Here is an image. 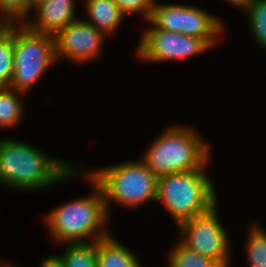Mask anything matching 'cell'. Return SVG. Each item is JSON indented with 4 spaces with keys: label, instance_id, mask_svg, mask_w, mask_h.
I'll list each match as a JSON object with an SVG mask.
<instances>
[{
    "label": "cell",
    "instance_id": "2e32d148",
    "mask_svg": "<svg viewBox=\"0 0 266 267\" xmlns=\"http://www.w3.org/2000/svg\"><path fill=\"white\" fill-rule=\"evenodd\" d=\"M16 93L21 92L9 87H0V127H13L21 119L23 106Z\"/></svg>",
    "mask_w": 266,
    "mask_h": 267
},
{
    "label": "cell",
    "instance_id": "7c38bea8",
    "mask_svg": "<svg viewBox=\"0 0 266 267\" xmlns=\"http://www.w3.org/2000/svg\"><path fill=\"white\" fill-rule=\"evenodd\" d=\"M86 11L91 19L86 22L105 35L113 34L125 16L113 0H86Z\"/></svg>",
    "mask_w": 266,
    "mask_h": 267
},
{
    "label": "cell",
    "instance_id": "4fadbf2b",
    "mask_svg": "<svg viewBox=\"0 0 266 267\" xmlns=\"http://www.w3.org/2000/svg\"><path fill=\"white\" fill-rule=\"evenodd\" d=\"M97 267H141V265L128 248L109 234L97 240Z\"/></svg>",
    "mask_w": 266,
    "mask_h": 267
},
{
    "label": "cell",
    "instance_id": "5b68a950",
    "mask_svg": "<svg viewBox=\"0 0 266 267\" xmlns=\"http://www.w3.org/2000/svg\"><path fill=\"white\" fill-rule=\"evenodd\" d=\"M89 176L100 186L107 212L110 201L127 208L156 201L158 177L141 160L98 169Z\"/></svg>",
    "mask_w": 266,
    "mask_h": 267
},
{
    "label": "cell",
    "instance_id": "cb8c5ba5",
    "mask_svg": "<svg viewBox=\"0 0 266 267\" xmlns=\"http://www.w3.org/2000/svg\"><path fill=\"white\" fill-rule=\"evenodd\" d=\"M43 1L46 0H30V10H34V7Z\"/></svg>",
    "mask_w": 266,
    "mask_h": 267
},
{
    "label": "cell",
    "instance_id": "44dd1931",
    "mask_svg": "<svg viewBox=\"0 0 266 267\" xmlns=\"http://www.w3.org/2000/svg\"><path fill=\"white\" fill-rule=\"evenodd\" d=\"M125 14L143 13L148 21L155 0H113Z\"/></svg>",
    "mask_w": 266,
    "mask_h": 267
},
{
    "label": "cell",
    "instance_id": "ba28073f",
    "mask_svg": "<svg viewBox=\"0 0 266 267\" xmlns=\"http://www.w3.org/2000/svg\"><path fill=\"white\" fill-rule=\"evenodd\" d=\"M217 202L207 211L184 221L178 227L186 237L182 243L204 257L228 267V236L217 217Z\"/></svg>",
    "mask_w": 266,
    "mask_h": 267
},
{
    "label": "cell",
    "instance_id": "8fae6325",
    "mask_svg": "<svg viewBox=\"0 0 266 267\" xmlns=\"http://www.w3.org/2000/svg\"><path fill=\"white\" fill-rule=\"evenodd\" d=\"M36 21L25 20L24 24L32 31L55 35L75 19L74 0H46L34 7Z\"/></svg>",
    "mask_w": 266,
    "mask_h": 267
},
{
    "label": "cell",
    "instance_id": "8992f818",
    "mask_svg": "<svg viewBox=\"0 0 266 267\" xmlns=\"http://www.w3.org/2000/svg\"><path fill=\"white\" fill-rule=\"evenodd\" d=\"M20 25L13 23L14 70L9 88L24 94L56 59L53 35Z\"/></svg>",
    "mask_w": 266,
    "mask_h": 267
},
{
    "label": "cell",
    "instance_id": "6da1fadb",
    "mask_svg": "<svg viewBox=\"0 0 266 267\" xmlns=\"http://www.w3.org/2000/svg\"><path fill=\"white\" fill-rule=\"evenodd\" d=\"M62 162L27 143L5 138L0 141V184L35 191L69 176H79L72 165Z\"/></svg>",
    "mask_w": 266,
    "mask_h": 267
},
{
    "label": "cell",
    "instance_id": "7402d4cb",
    "mask_svg": "<svg viewBox=\"0 0 266 267\" xmlns=\"http://www.w3.org/2000/svg\"><path fill=\"white\" fill-rule=\"evenodd\" d=\"M40 267H66L59 255H49L41 262Z\"/></svg>",
    "mask_w": 266,
    "mask_h": 267
},
{
    "label": "cell",
    "instance_id": "603a6c76",
    "mask_svg": "<svg viewBox=\"0 0 266 267\" xmlns=\"http://www.w3.org/2000/svg\"><path fill=\"white\" fill-rule=\"evenodd\" d=\"M228 1L231 2V4H234L235 6L244 8L245 10H247L248 5L251 2V0H228Z\"/></svg>",
    "mask_w": 266,
    "mask_h": 267
},
{
    "label": "cell",
    "instance_id": "d4e9b609",
    "mask_svg": "<svg viewBox=\"0 0 266 267\" xmlns=\"http://www.w3.org/2000/svg\"><path fill=\"white\" fill-rule=\"evenodd\" d=\"M0 267H12V266L3 263Z\"/></svg>",
    "mask_w": 266,
    "mask_h": 267
},
{
    "label": "cell",
    "instance_id": "ac0fdd59",
    "mask_svg": "<svg viewBox=\"0 0 266 267\" xmlns=\"http://www.w3.org/2000/svg\"><path fill=\"white\" fill-rule=\"evenodd\" d=\"M246 253L250 267H266V233L257 226L252 225L249 231Z\"/></svg>",
    "mask_w": 266,
    "mask_h": 267
},
{
    "label": "cell",
    "instance_id": "9c48e42d",
    "mask_svg": "<svg viewBox=\"0 0 266 267\" xmlns=\"http://www.w3.org/2000/svg\"><path fill=\"white\" fill-rule=\"evenodd\" d=\"M142 35L137 55L146 61L182 59L210 48L201 38L156 29L154 26L145 30Z\"/></svg>",
    "mask_w": 266,
    "mask_h": 267
},
{
    "label": "cell",
    "instance_id": "9a60e30c",
    "mask_svg": "<svg viewBox=\"0 0 266 267\" xmlns=\"http://www.w3.org/2000/svg\"><path fill=\"white\" fill-rule=\"evenodd\" d=\"M69 243L63 255H59L66 267H97V241Z\"/></svg>",
    "mask_w": 266,
    "mask_h": 267
},
{
    "label": "cell",
    "instance_id": "d6986e66",
    "mask_svg": "<svg viewBox=\"0 0 266 267\" xmlns=\"http://www.w3.org/2000/svg\"><path fill=\"white\" fill-rule=\"evenodd\" d=\"M246 12L256 42L266 49V0H251Z\"/></svg>",
    "mask_w": 266,
    "mask_h": 267
},
{
    "label": "cell",
    "instance_id": "7a4b0ae2",
    "mask_svg": "<svg viewBox=\"0 0 266 267\" xmlns=\"http://www.w3.org/2000/svg\"><path fill=\"white\" fill-rule=\"evenodd\" d=\"M193 130L171 126L151 144L142 162L157 177L204 169L210 152L206 142Z\"/></svg>",
    "mask_w": 266,
    "mask_h": 267
},
{
    "label": "cell",
    "instance_id": "277c9868",
    "mask_svg": "<svg viewBox=\"0 0 266 267\" xmlns=\"http://www.w3.org/2000/svg\"><path fill=\"white\" fill-rule=\"evenodd\" d=\"M204 171L174 172L157 179L156 200L162 202L178 226L217 202L213 181Z\"/></svg>",
    "mask_w": 266,
    "mask_h": 267
},
{
    "label": "cell",
    "instance_id": "5bb4252c",
    "mask_svg": "<svg viewBox=\"0 0 266 267\" xmlns=\"http://www.w3.org/2000/svg\"><path fill=\"white\" fill-rule=\"evenodd\" d=\"M13 23L0 25V87H9L13 76Z\"/></svg>",
    "mask_w": 266,
    "mask_h": 267
},
{
    "label": "cell",
    "instance_id": "e0dca14e",
    "mask_svg": "<svg viewBox=\"0 0 266 267\" xmlns=\"http://www.w3.org/2000/svg\"><path fill=\"white\" fill-rule=\"evenodd\" d=\"M168 267H222L217 261L189 249L181 241L170 253Z\"/></svg>",
    "mask_w": 266,
    "mask_h": 267
},
{
    "label": "cell",
    "instance_id": "3957f363",
    "mask_svg": "<svg viewBox=\"0 0 266 267\" xmlns=\"http://www.w3.org/2000/svg\"><path fill=\"white\" fill-rule=\"evenodd\" d=\"M94 194L78 198L50 212L46 217L50 233L63 243H87L84 238L100 240L110 233L104 230L108 212L100 186L89 176ZM83 239V240H81Z\"/></svg>",
    "mask_w": 266,
    "mask_h": 267
},
{
    "label": "cell",
    "instance_id": "ffe728a7",
    "mask_svg": "<svg viewBox=\"0 0 266 267\" xmlns=\"http://www.w3.org/2000/svg\"><path fill=\"white\" fill-rule=\"evenodd\" d=\"M29 10L30 0H0V11L3 14L0 20L3 23L21 22Z\"/></svg>",
    "mask_w": 266,
    "mask_h": 267
},
{
    "label": "cell",
    "instance_id": "52a82bcc",
    "mask_svg": "<svg viewBox=\"0 0 266 267\" xmlns=\"http://www.w3.org/2000/svg\"><path fill=\"white\" fill-rule=\"evenodd\" d=\"M148 22L156 29L201 38L210 47L224 30L217 17L200 8L178 4L158 5L155 2Z\"/></svg>",
    "mask_w": 266,
    "mask_h": 267
},
{
    "label": "cell",
    "instance_id": "30bf717a",
    "mask_svg": "<svg viewBox=\"0 0 266 267\" xmlns=\"http://www.w3.org/2000/svg\"><path fill=\"white\" fill-rule=\"evenodd\" d=\"M106 35L85 20H74L54 35L55 59L85 62L99 57Z\"/></svg>",
    "mask_w": 266,
    "mask_h": 267
}]
</instances>
